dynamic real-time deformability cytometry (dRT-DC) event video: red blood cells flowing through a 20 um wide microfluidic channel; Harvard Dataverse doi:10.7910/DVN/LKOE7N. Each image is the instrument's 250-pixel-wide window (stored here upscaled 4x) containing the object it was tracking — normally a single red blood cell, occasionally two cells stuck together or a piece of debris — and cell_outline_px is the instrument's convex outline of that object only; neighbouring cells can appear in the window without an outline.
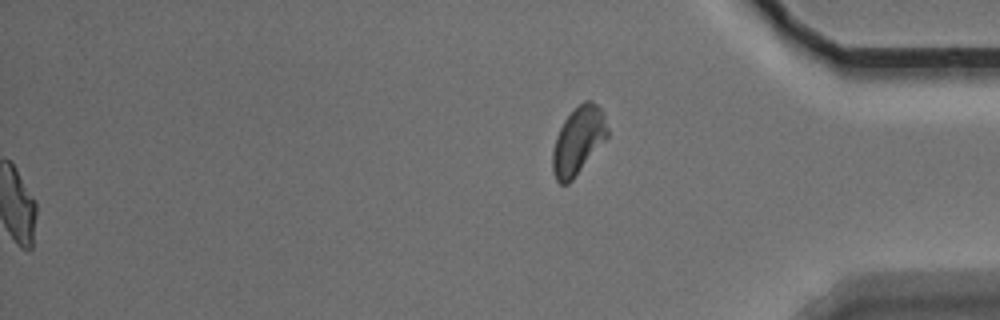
{"species": "Egyptian fruit bat (a non-hibernating species)", "species_latin": "Rousettus aegyptiacus", "temperature_condition": "warm", "stored_images_in_passage": 53, "segment_of_instrument_passage": [2, 2], "camera_frame_rate_fps": 3000, "um_per_image_px": 0.085, "animal": {"sex": "male"}, "frame": {"image": 1, "passage_image": 53, "time_ms": 17.333, "image_size_px": [1000, 320], "cell_outline_px": [[608, 136], [572, 180], [568, 184], [560, 184], [556, 180], [552, 172], [552, 152], [556, 136], [564, 120], [584, 100], [592, 100], [604, 112], [608, 128]], "centroid_in_image_um": [49.14, 11.95], "position_along_channel_um": 386.1, "area_um2": 21.44}}